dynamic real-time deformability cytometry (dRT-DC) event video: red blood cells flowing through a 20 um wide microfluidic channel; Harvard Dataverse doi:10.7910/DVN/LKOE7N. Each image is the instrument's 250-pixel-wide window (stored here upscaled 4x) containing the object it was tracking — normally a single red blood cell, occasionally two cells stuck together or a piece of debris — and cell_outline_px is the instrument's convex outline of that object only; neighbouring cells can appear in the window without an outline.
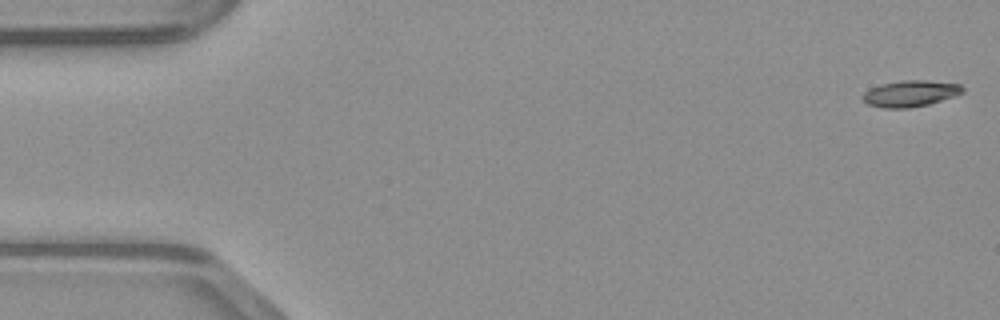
{"species": "common noctule bat (a hibernating species)", "species_latin": "Nyctalus noctula", "temperature_condition": "warm", "stored_images_in_passage": 6, "camera_frame_rate_fps": 3000, "um_per_image_px": 0.085, "animal": {"sex": "male", "body_mass_g": 23.1, "forearm_length_mm": 52.7}, "frame": {"image": 1, "passage_image": 1, "time_ms": 0.0, "image_size_px": [1000, 320], "cell_outline_px": [[964, 92], [928, 104], [908, 108], [884, 108], [868, 104], [860, 100], [860, 96], [868, 88], [880, 84], [900, 80], [928, 80], [960, 84], [964, 88]], "centroid_in_image_um": [77.3, 7.94], "position_along_channel_um": 7.7, "area_um2": 15.43}}